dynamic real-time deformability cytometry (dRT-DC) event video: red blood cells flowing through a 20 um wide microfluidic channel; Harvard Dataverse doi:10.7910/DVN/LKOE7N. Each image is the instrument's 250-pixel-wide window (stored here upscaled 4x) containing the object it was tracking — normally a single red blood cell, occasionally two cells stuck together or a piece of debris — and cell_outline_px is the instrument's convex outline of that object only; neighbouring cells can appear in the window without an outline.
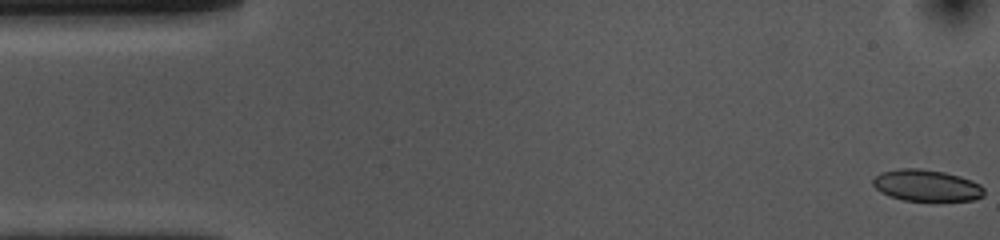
{"species": "common noctule bat (a hibernating species)", "species_latin": "Nyctalus noctula", "temperature_condition": "cold", "stored_images_in_passage": 54, "camera_frame_rate_fps": 3000, "um_per_image_px": 0.085, "animal": {"sex": "female", "body_mass_g": 10.0, "forearm_length_mm": 53.1}, "frame": {"image": 1, "passage_image": 1, "time_ms": 0.0, "image_size_px": [1000, 240], "cell_outline_px": [[984, 196], [976, 200], [904, 200], [888, 196], [880, 192], [872, 184], [872, 180], [880, 172], [900, 168], [920, 168], [944, 172], [960, 176], [972, 180], [980, 184], [984, 188]], "centroid_in_image_um": [78.75, 15.75], "position_along_channel_um": 6.2, "area_um2": 20.52}}
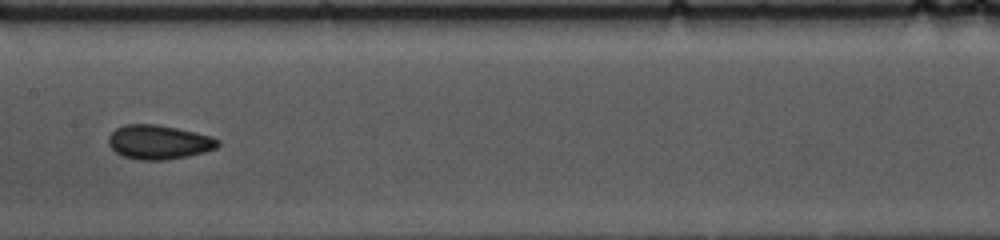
{"frame": {"image": 2, "passage_image": 26, "time_ms": 8.333, "image_size_px": [1000, 240], "cell_outline_px": [[220, 144], [216, 148], [204, 152], [188, 156], [164, 160], [136, 160], [124, 156], [116, 152], [108, 144], [108, 136], [116, 128], [124, 124], [156, 124], [176, 128], [212, 136], [220, 140]], "centroid_in_image_um": [13.49, 12.08], "position_along_channel_um": 193.9, "area_um2": 21.85}}
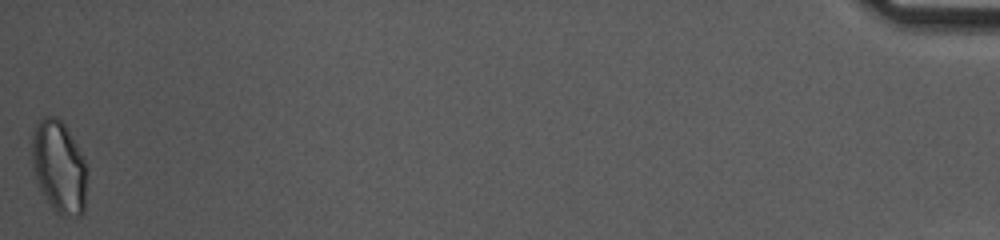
{"frame": {"image": 3, "passage_image": 54, "time_ms": 17.667, "image_size_px": [1000, 240], "cell_outline_px": [[88, 172], [84, 212], [80, 216], [60, 216], [52, 208], [44, 196], [40, 188], [32, 164], [32, 136], [36, 124], [44, 116], [56, 116], [64, 124], [76, 144], [88, 168]], "centroid_in_image_um": [5.04, 14.21], "position_along_channel_um": 430.2, "area_um2": 29.77}, "authors_computed_cell_mechanics": {"area_um2": 21.3282, "velocity_mm_per_s": 3.6406, "shape_relaxation_time_tau1_ms": 2.8519, "shape_relaxation_time_tau2_ms": 2.1898, "deformation_change_tau1": 0.0929, "deformation_change_tau2": 0.0668}}